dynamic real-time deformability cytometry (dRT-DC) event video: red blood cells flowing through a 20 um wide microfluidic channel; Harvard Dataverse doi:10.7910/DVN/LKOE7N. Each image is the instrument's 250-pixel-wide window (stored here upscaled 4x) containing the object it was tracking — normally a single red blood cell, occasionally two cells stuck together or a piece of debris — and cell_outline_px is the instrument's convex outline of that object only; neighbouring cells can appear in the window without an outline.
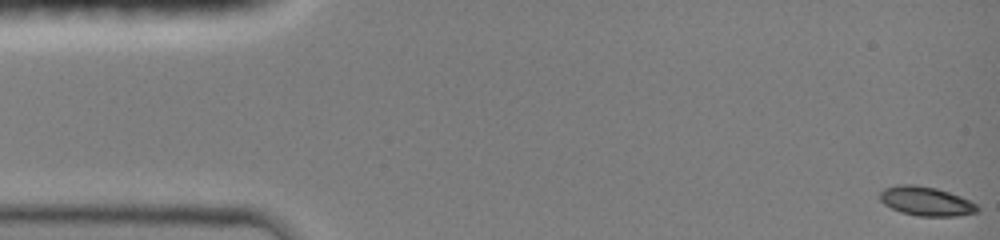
{"species": "common noctule bat (a hibernating species)", "species_latin": "Nyctalus noctula", "temperature_condition": "room temperature", "stored_images_in_passage": 7, "camera_frame_rate_fps": 3000, "um_per_image_px": 0.085, "animal": {"sex": "female", "body_mass_g": 19.0, "forearm_length_mm": 51.5}, "frame": {"image": 1, "passage_image": 1, "time_ms": 0.0, "image_size_px": [1000, 240], "cell_outline_px": [[980, 208], [976, 212], [956, 216], [916, 216], [900, 212], [884, 204], [880, 200], [880, 192], [884, 188], [904, 184], [912, 184], [936, 188], [960, 196], [976, 204]], "centroid_in_image_um": [78.7, 17.11], "position_along_channel_um": 6.3, "area_um2": 16.42}}
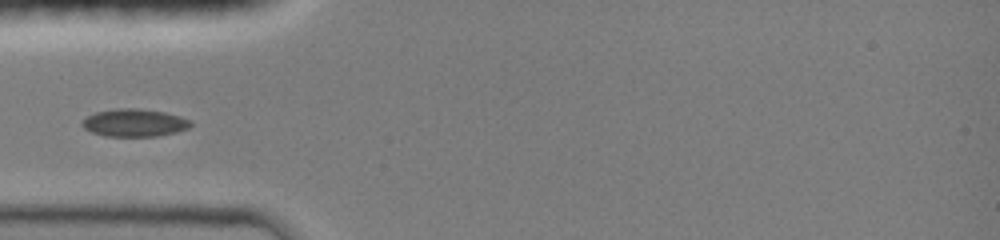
{"frame": {"image": 2, "passage_image": 5, "time_ms": 4.667, "image_size_px": [1000, 240], "cell_outline_px": [[192, 124], [188, 128], [176, 132], [156, 136], [104, 136], [92, 132], [84, 128], [80, 124], [88, 116], [96, 112], [116, 108], [136, 108], [164, 112], [180, 116], [192, 120]], "centroid_in_image_um": [11.44, 10.43], "position_along_channel_um": 73.6, "area_um2": 17.46}}
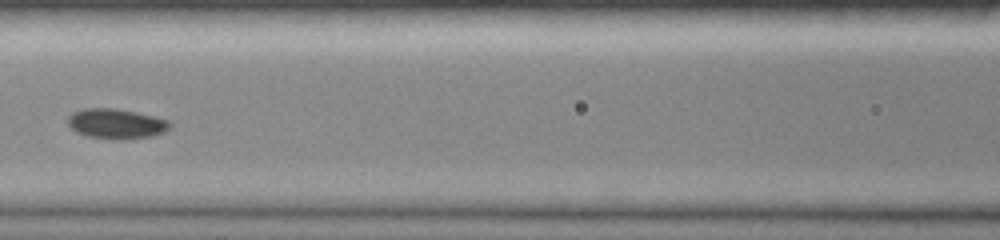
{"frame": {"image": 3, "passage_image": 7, "time_ms": 6.667, "image_size_px": [1000, 240], "cell_outline_px": [[172, 124], [164, 132], [152, 136], [124, 140], [88, 136], [76, 132], [68, 124], [68, 116], [72, 112], [84, 108], [112, 108], [136, 112], [168, 120]], "centroid_in_image_um": [9.87, 10.51], "position_along_channel_um": 156.7, "area_um2": 17.74}}